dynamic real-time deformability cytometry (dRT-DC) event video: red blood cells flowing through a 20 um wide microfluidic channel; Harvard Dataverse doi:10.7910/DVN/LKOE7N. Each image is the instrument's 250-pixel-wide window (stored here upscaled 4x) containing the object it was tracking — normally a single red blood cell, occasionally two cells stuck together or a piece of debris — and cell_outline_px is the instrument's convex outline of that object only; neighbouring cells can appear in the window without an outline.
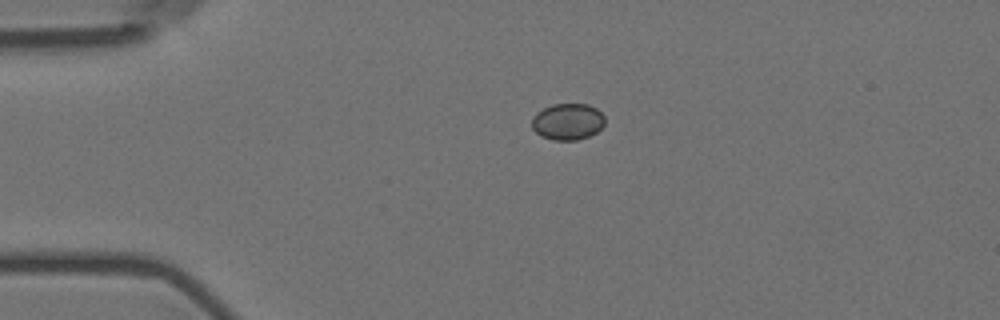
{"species": "Egyptian fruit bat (a non-hibernating species)", "species_latin": "Rousettus aegyptiacus", "temperature_condition": "room temperature", "stored_images_in_passage": 45, "camera_frame_rate_fps": 3000, "um_per_image_px": 0.085, "animal": {"sex": "female"}, "frame": {"image": 1, "passage_image": 1, "time_ms": 0.0, "image_size_px": [1000, 320], "cell_outline_px": [[604, 124], [596, 132], [588, 136], [576, 140], [552, 140], [540, 136], [532, 128], [532, 120], [536, 112], [552, 104], [588, 104], [596, 108], [604, 116]], "centroid_in_image_um": [48.23, 10.34], "position_along_channel_um": 36.8, "area_um2": 15.49}}
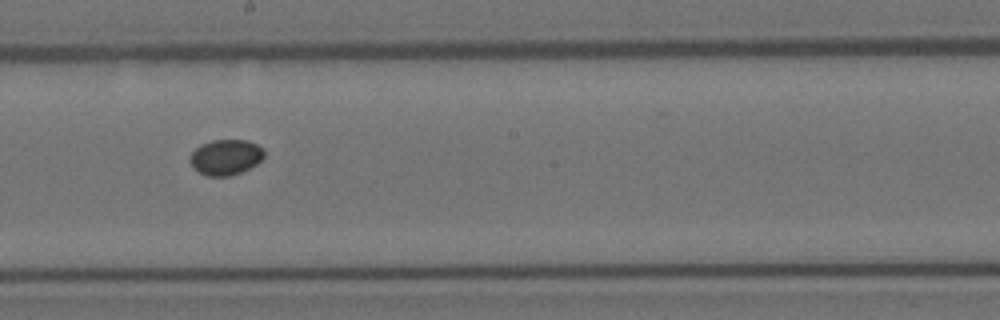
{"frame": {"image": 2, "passage_image": 20, "time_ms": 6.333, "image_size_px": [1000, 320], "cell_outline_px": [[264, 156], [256, 164], [240, 172], [228, 176], [208, 176], [192, 168], [188, 160], [188, 156], [200, 144], [212, 140], [248, 140], [264, 148]], "centroid_in_image_um": [19.15, 13.35], "position_along_channel_um": 229.1, "area_um2": 15.43}}
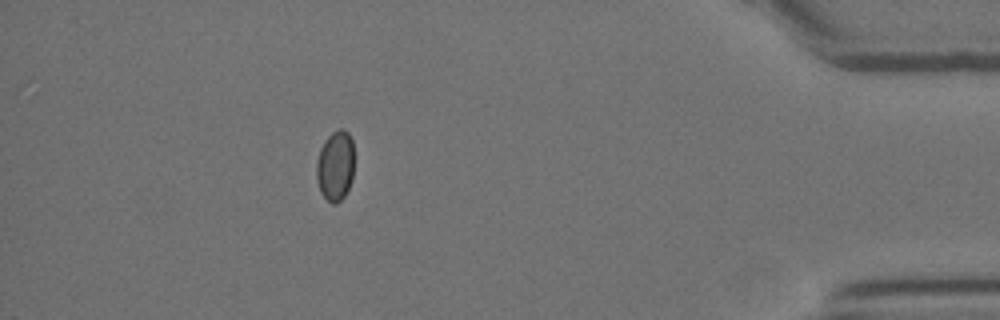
{"frame": {"image": 3, "passage_image": 39, "time_ms": 12.667, "image_size_px": [1000, 320], "cell_outline_px": [[352, 180], [344, 196], [336, 204], [332, 204], [320, 192], [316, 176], [316, 160], [320, 148], [324, 140], [332, 132], [340, 128], [344, 128], [348, 132], [352, 140]], "centroid_in_image_um": [28.48, 14.07], "position_along_channel_um": 406.7, "area_um2": 15.43}}